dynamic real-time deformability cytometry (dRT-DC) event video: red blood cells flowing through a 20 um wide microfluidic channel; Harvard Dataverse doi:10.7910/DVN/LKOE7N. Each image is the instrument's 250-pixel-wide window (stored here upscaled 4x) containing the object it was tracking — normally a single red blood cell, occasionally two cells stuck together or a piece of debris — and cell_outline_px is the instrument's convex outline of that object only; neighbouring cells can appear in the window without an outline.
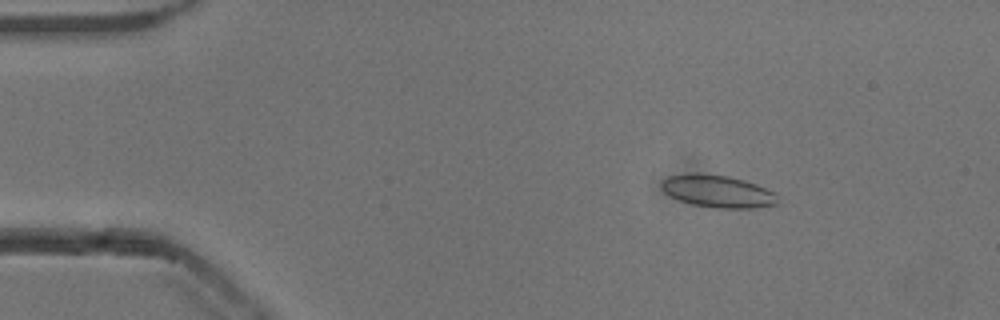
{"species": "common noctule bat (a hibernating species)", "species_latin": "Nyctalus noctula", "temperature_condition": "cold", "stored_images_in_passage": 53, "camera_frame_rate_fps": 3000, "um_per_image_px": 0.085, "animal": {"sex": "male", "body_mass_g": 13.3}, "frame": {"image": 1, "passage_image": 8, "time_ms": 2.333, "image_size_px": [1000, 320], "cell_outline_px": [[780, 204], [752, 208], [716, 208], [692, 204], [680, 200], [664, 192], [660, 188], [660, 184], [668, 176], [696, 172], [728, 176], [744, 180], [756, 184], [772, 192], [776, 196]], "centroid_in_image_um": [60.99, 16.25], "position_along_channel_um": 24.0, "area_um2": 21.85}}
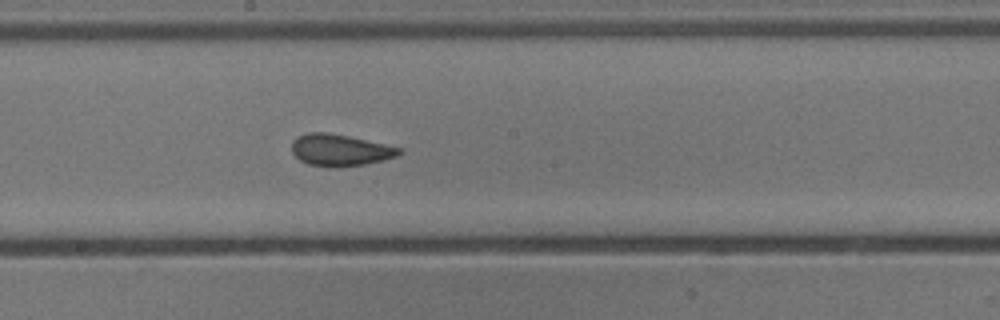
{"frame": {"image": 2, "passage_image": 29, "time_ms": 9.333, "image_size_px": [1000, 320], "cell_outline_px": [[404, 152], [396, 156], [384, 160], [364, 164], [328, 168], [308, 164], [300, 160], [292, 152], [292, 140], [296, 136], [308, 132], [328, 132], [348, 136], [404, 148]], "centroid_in_image_um": [28.9, 12.75], "position_along_channel_um": 219.3, "area_um2": 20.06}}
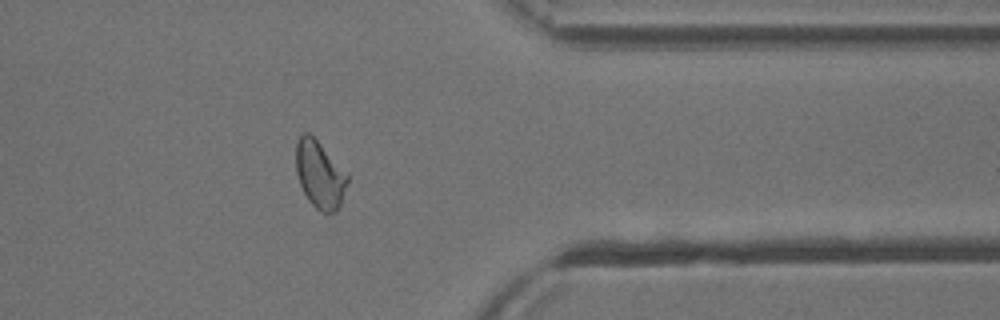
{"frame": {"image": 3, "passage_image": 43, "time_ms": 14.0, "image_size_px": [1000, 320], "cell_outline_px": [[348, 180], [340, 204], [336, 212], [320, 212], [308, 200], [300, 184], [296, 172], [296, 140], [304, 132], [308, 132], [348, 172]], "centroid_in_image_um": [27.18, 14.83], "position_along_channel_um": 384.2, "area_um2": 20.11}, "authors_computed_cell_mechanics": {"area_um2": 20.5768, "velocity_mm_per_s": 3.8335, "shape_relaxation_time_tau1_ms": 6.7374, "shape_relaxation_time_tau2_ms": 1.2019, "deformation_change_tau1": 0.1222, "deformation_change_tau2": 0.0737}}